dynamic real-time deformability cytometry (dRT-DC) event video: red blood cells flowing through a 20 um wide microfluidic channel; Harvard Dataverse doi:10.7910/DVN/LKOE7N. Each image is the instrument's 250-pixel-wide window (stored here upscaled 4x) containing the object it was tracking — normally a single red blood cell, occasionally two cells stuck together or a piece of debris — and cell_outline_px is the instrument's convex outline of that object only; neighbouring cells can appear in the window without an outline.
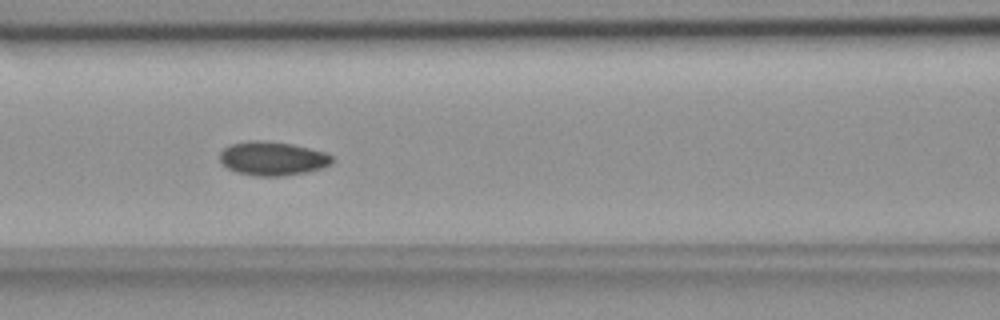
{"species": "common noctule bat (a hibernating species)", "species_latin": "Nyctalus noctula", "temperature_condition": "room temperature", "stored_images_in_passage": 50, "camera_frame_rate_fps": 3000, "um_per_image_px": 0.085, "animal": {"sex": "female", "body_mass_g": 18.4}, "frame": {"image": 1, "passage_image": 19, "time_ms": 6.0, "image_size_px": [1000, 320], "cell_outline_px": [[336, 160], [332, 164], [324, 168], [308, 172], [284, 176], [256, 176], [236, 172], [228, 168], [220, 160], [220, 152], [224, 148], [232, 144], [248, 140], [260, 140], [292, 144], [324, 152], [332, 156]], "centroid_in_image_um": [23.21, 13.48], "position_along_channel_um": 143.4, "area_um2": 22.31}}
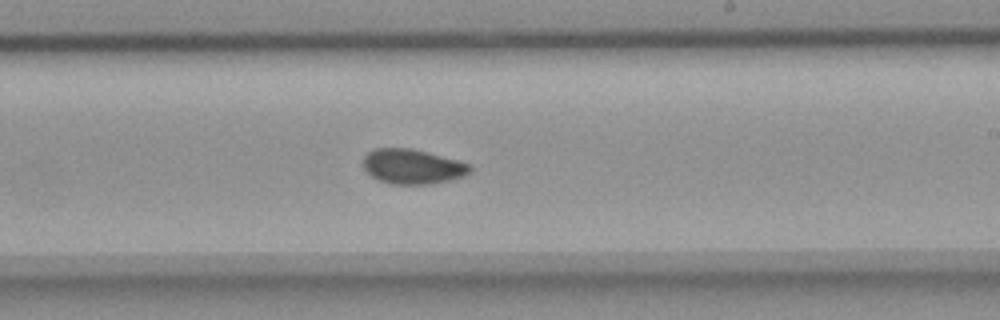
{"frame": {"image": 2, "passage_image": 28, "time_ms": 9.0, "image_size_px": [1000, 320], "cell_outline_px": [[472, 172], [464, 176], [432, 184], [388, 184], [372, 176], [364, 168], [364, 156], [372, 148], [412, 148], [460, 160], [472, 164]], "centroid_in_image_um": [35.11, 14.15], "position_along_channel_um": 253.9, "area_um2": 21.91}}
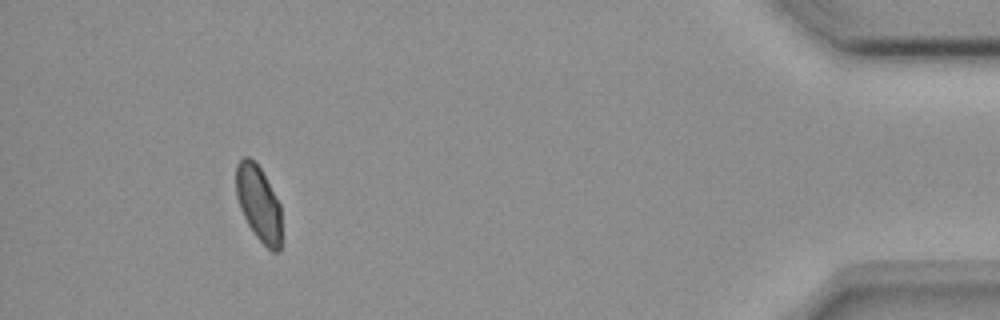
{"frame": {"image": 3, "passage_image": 46, "time_ms": 15.0, "image_size_px": [1000, 320], "cell_outline_px": [[280, 248], [276, 252], [272, 252], [256, 236], [248, 224], [240, 208], [236, 196], [236, 164], [244, 156], [248, 156], [260, 168], [280, 204]], "centroid_in_image_um": [21.96, 17.27], "position_along_channel_um": 413.2, "area_um2": 19.65}, "authors_computed_cell_mechanics": {"area_um2": 21.7617, "velocity_mm_per_s": 3.7041, "shape_relaxation_time_tau1_ms": 9.7662, "shape_relaxation_time_tau2_ms": 2.0982, "deformation_change_tau1": 0.1137, "deformation_change_tau2": 0.0478}}